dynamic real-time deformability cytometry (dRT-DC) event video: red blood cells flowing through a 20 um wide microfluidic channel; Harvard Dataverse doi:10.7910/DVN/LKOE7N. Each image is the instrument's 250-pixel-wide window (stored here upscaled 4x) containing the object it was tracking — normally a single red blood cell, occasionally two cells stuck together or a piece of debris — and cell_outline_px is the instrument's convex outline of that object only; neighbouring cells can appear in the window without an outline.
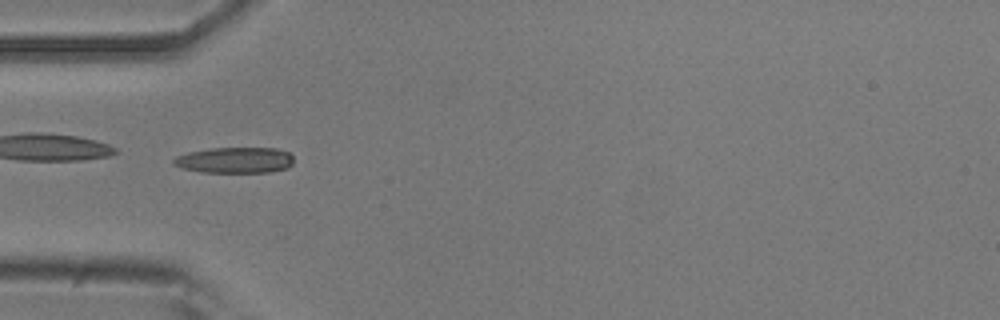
{"species": "common noctule bat (a hibernating species)", "species_latin": "Nyctalus noctula", "temperature_condition": "room temperature", "stored_images_in_passage": 15, "camera_frame_rate_fps": 3000, "um_per_image_px": 0.085, "animal": {"sex": "male", "body_mass_g": 20.5, "forearm_length_mm": 52.5}, "frame": {"image": 1, "passage_image": 7, "time_ms": 2.0, "image_size_px": [1000, 320], "cell_outline_px": [[292, 164], [288, 168], [268, 172], [200, 172], [180, 168], [172, 164], [172, 160], [176, 156], [188, 152], [212, 148], [276, 148], [288, 152], [292, 156]], "centroid_in_image_um": [19.93, 13.61], "position_along_channel_um": 65.1, "area_um2": 18.21}}
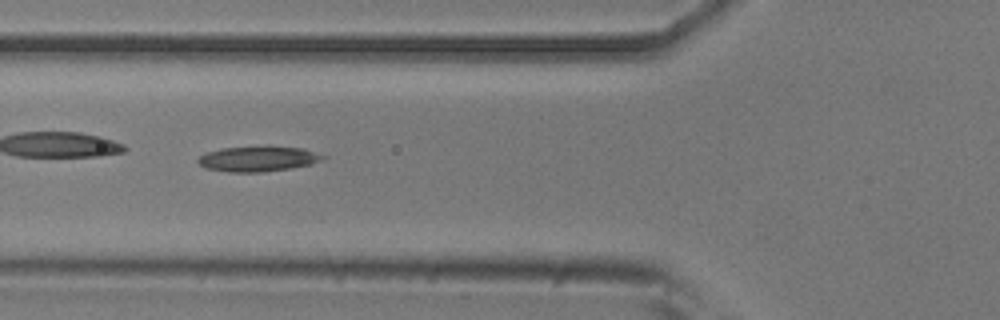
{"frame": {"image": 2, "passage_image": 10, "time_ms": 3.0, "image_size_px": [1000, 320], "cell_outline_px": [[328, 156], [312, 164], [292, 168], [260, 172], [228, 172], [204, 168], [196, 160], [200, 156], [208, 152], [220, 148], [268, 144], [304, 148]], "centroid_in_image_um": [21.96, 13.46], "position_along_channel_um": 103.8, "area_um2": 19.07}}